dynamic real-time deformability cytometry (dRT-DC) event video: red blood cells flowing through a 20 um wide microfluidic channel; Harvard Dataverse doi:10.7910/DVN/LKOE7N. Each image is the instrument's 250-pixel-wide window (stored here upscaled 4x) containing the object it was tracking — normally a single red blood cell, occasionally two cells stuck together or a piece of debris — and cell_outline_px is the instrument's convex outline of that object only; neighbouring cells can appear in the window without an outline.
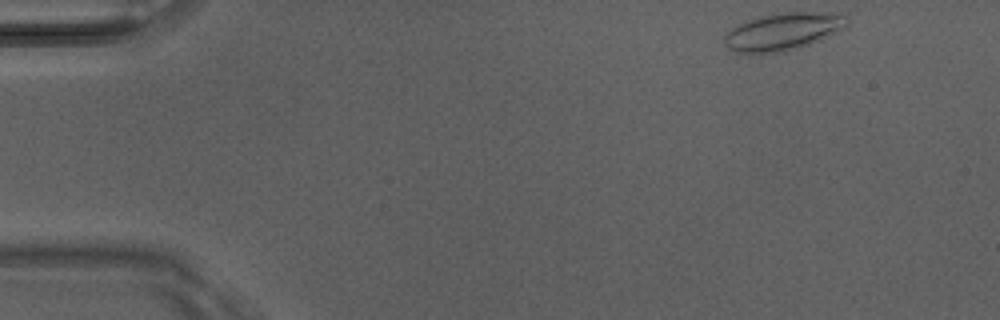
{"species": "Egyptian fruit bat (a non-hibernating species)", "species_latin": "Rousettus aegyptiacus", "temperature_condition": "room temperature", "stored_images_in_passage": 46, "camera_frame_rate_fps": 3000, "um_per_image_px": 0.085, "animal": {"sex": "male"}, "frame": {"image": 1, "passage_image": 1, "time_ms": 0.0, "image_size_px": [1000, 320], "cell_outline_px": [[848, 24], [800, 48], [780, 52], [736, 52], [728, 48], [724, 44], [724, 36], [736, 24], [760, 16], [788, 12], [812, 12], [848, 16]], "centroid_in_image_um": [66.47, 2.68], "position_along_channel_um": 18.5, "area_um2": 25.84}}
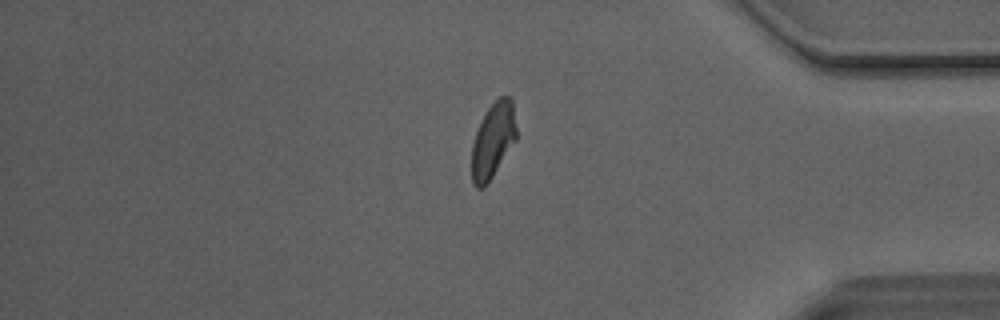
{"frame": {"image": 2, "passage_image": 38, "time_ms": 12.333, "image_size_px": [1000, 320], "cell_outline_px": [[516, 140], [484, 188], [476, 188], [472, 184], [472, 144], [476, 132], [488, 108], [500, 96], [508, 96], [512, 100], [516, 128]], "centroid_in_image_um": [41.9, 11.95], "position_along_channel_um": 393.3, "area_um2": 19.25}}
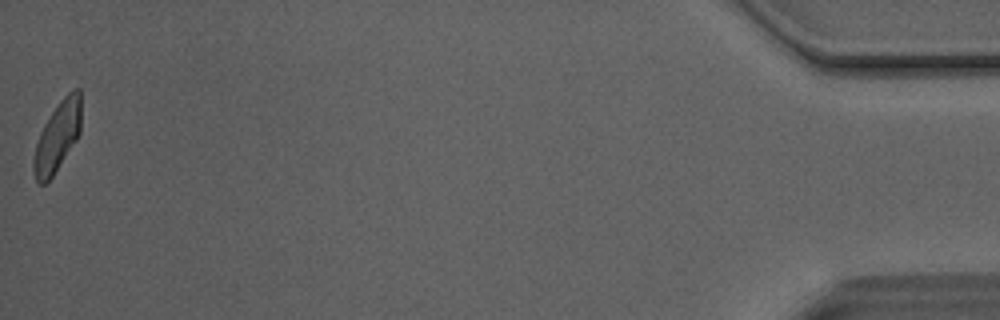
{"frame": {"image": 3, "passage_image": 46, "time_ms": 15.0, "image_size_px": [1000, 320], "cell_outline_px": [[80, 132], [76, 140], [52, 176], [44, 184], [40, 184], [36, 180], [32, 168], [32, 160], [36, 144], [40, 132], [44, 124], [60, 100], [68, 92], [76, 88], [80, 88]], "centroid_in_image_um": [4.86, 11.61], "position_along_channel_um": 430.3, "area_um2": 19.02}, "authors_computed_cell_mechanics": {"area_um2": 20.23, "velocity_mm_per_s": 4.1, "shape_relaxation_time_tau1_ms": 4.455, "shape_relaxation_time_tau2_ms": 2.014, "deformation_change_tau1": 0.1644, "deformation_change_tau2": 0.0766}}